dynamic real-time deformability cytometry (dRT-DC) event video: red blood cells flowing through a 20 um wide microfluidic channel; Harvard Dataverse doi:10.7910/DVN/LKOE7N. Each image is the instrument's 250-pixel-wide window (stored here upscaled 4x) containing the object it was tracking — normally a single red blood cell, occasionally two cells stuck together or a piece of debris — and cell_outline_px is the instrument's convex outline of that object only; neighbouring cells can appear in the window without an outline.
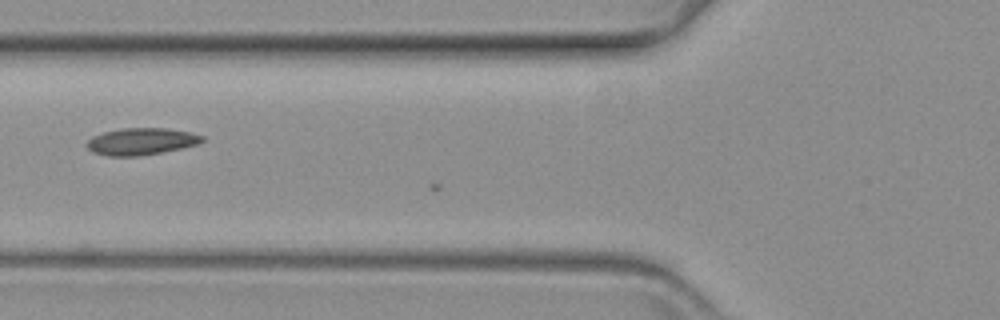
{"species": "common noctule bat (a hibernating species)", "species_latin": "Nyctalus noctula", "temperature_condition": "warm", "stored_images_in_passage": 6, "camera_frame_rate_fps": 3000, "um_per_image_px": 0.085, "animal": {"sex": "female", "body_mass_g": 19.3, "forearm_length_mm": 54.1}, "frame": {"image": 1, "passage_image": 5, "time_ms": 1.333, "image_size_px": [1000, 320], "cell_outline_px": [[204, 140], [196, 144], [184, 148], [136, 156], [108, 156], [92, 152], [84, 144], [92, 136], [104, 132], [120, 128], [168, 128], [192, 132], [204, 136]], "centroid_in_image_um": [11.99, 12.01], "position_along_channel_um": 113.8, "area_um2": 18.21}}